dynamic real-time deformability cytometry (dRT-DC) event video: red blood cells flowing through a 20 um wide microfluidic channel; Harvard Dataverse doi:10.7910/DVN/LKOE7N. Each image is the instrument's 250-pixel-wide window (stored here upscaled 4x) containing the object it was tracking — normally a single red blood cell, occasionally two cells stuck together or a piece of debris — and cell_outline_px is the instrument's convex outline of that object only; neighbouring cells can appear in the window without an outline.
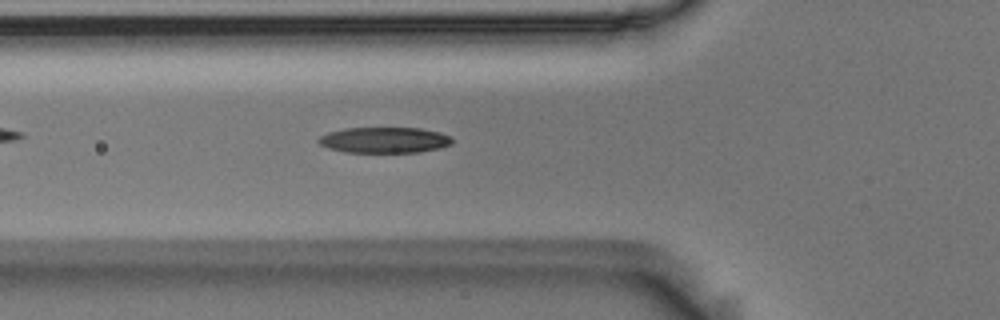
{"species": "Egyptian fruit bat (a non-hibernating species)", "species_latin": "Rousettus aegyptiacus", "temperature_condition": "room temperature", "stored_images_in_passage": 42, "camera_frame_rate_fps": 3000, "um_per_image_px": 0.085, "animal": {"sex": "male"}, "frame": {"image": 1, "passage_image": 11, "time_ms": 3.333, "image_size_px": [1000, 320], "cell_outline_px": [[452, 144], [440, 148], [420, 152], [344, 152], [328, 148], [320, 144], [316, 140], [320, 136], [328, 132], [344, 128], [420, 128], [440, 132], [452, 136]], "centroid_in_image_um": [32.68, 11.9], "position_along_channel_um": 93.1, "area_um2": 20.23}}
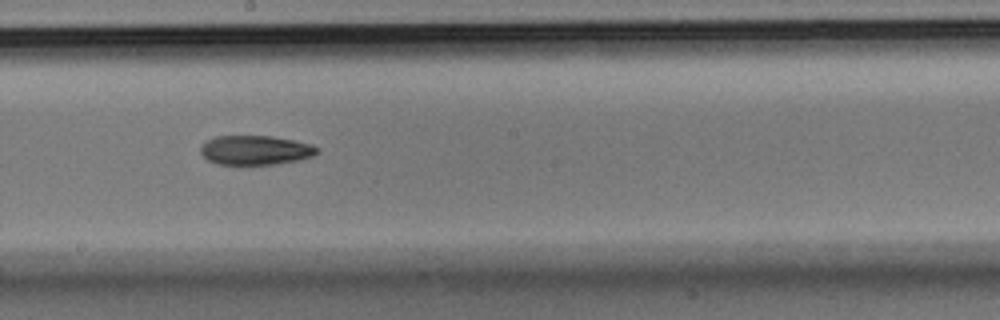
{"frame": {"image": 2, "passage_image": 22, "time_ms": 7.0, "image_size_px": [1000, 320], "cell_outline_px": [[320, 152], [312, 156], [296, 160], [272, 164], [216, 164], [208, 160], [200, 152], [200, 148], [208, 140], [216, 136], [272, 136], [312, 144], [320, 148]], "centroid_in_image_um": [21.73, 12.75], "position_along_channel_um": 226.5, "area_um2": 19.77}}
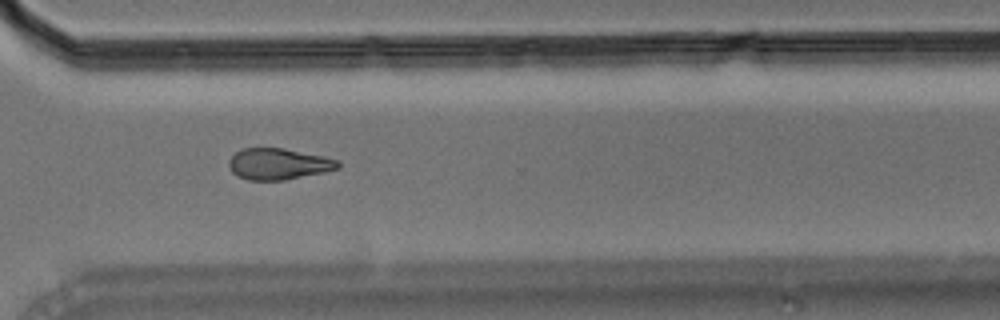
{"frame": {"image": 3, "passage_image": 32, "time_ms": 10.333, "image_size_px": [1000, 320], "cell_outline_px": [[340, 168], [324, 172], [284, 180], [248, 180], [236, 176], [232, 172], [228, 164], [228, 160], [236, 152], [244, 148], [284, 148], [324, 156], [340, 160]], "centroid_in_image_um": [23.68, 13.94], "position_along_channel_um": 346.9, "area_um2": 20.0}}